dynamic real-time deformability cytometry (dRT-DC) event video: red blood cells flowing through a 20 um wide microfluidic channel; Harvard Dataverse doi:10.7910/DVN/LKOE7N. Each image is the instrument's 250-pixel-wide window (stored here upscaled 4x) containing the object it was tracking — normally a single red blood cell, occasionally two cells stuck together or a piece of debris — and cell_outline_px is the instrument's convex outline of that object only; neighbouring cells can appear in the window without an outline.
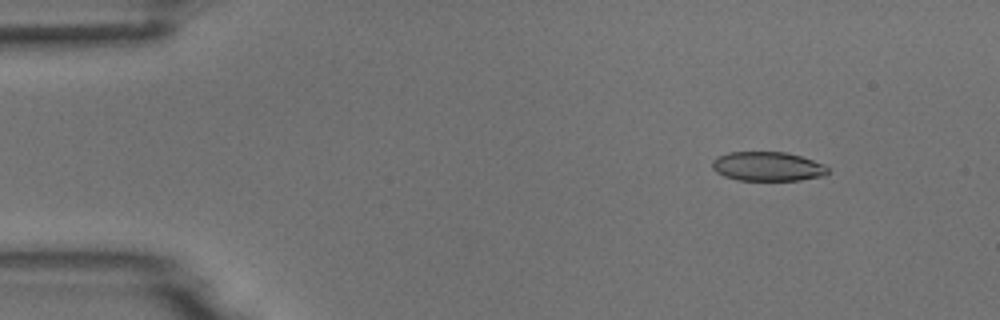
{"species": "common noctule bat (a hibernating species)", "species_latin": "Nyctalus noctula", "temperature_condition": "room temperature", "stored_images_in_passage": 7, "camera_frame_rate_fps": 3000, "um_per_image_px": 0.085, "animal": {"sex": "male", "body_mass_g": 18.8}, "frame": {"image": 1, "passage_image": 2, "time_ms": 1.0, "image_size_px": [1000, 320], "cell_outline_px": [[828, 172], [824, 176], [800, 180], [736, 180], [724, 176], [716, 172], [712, 168], [712, 160], [716, 156], [728, 152], [788, 152], [824, 164], [828, 168]], "centroid_in_image_um": [65.22, 14.14], "position_along_channel_um": 19.8, "area_um2": 19.83}}
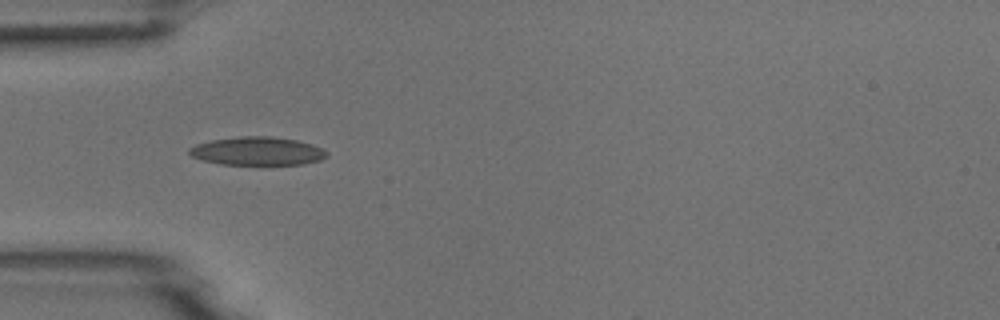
{"frame": {"image": 2, "passage_image": 5, "time_ms": 4.333, "image_size_px": [1000, 320], "cell_outline_px": [[328, 156], [320, 160], [304, 164], [260, 168], [220, 164], [204, 160], [192, 156], [188, 152], [188, 148], [196, 144], [212, 140], [240, 136], [272, 136], [296, 140], [312, 144], [324, 148], [328, 152]], "centroid_in_image_um": [21.93, 12.9], "position_along_channel_um": 63.1, "area_um2": 23.93}}